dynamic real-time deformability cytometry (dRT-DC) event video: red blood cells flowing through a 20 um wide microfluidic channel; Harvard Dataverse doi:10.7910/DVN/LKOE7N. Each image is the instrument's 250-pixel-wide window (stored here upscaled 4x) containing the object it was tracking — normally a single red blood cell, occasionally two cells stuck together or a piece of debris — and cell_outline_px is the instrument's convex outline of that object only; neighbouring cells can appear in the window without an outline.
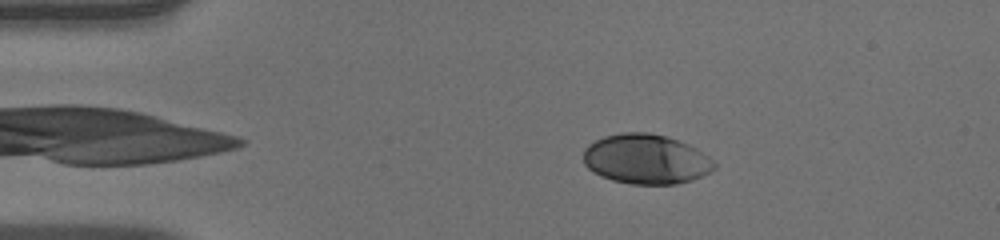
{"species": "human", "species_latin": "Homo sapiens", "temperature_condition": "warm", "stored_images_in_passage": 52, "camera_frame_rate_fps": 3000, "um_per_image_px": 0.085, "donor": {"sex": "male"}, "frame": {"image": 1, "passage_image": 10, "time_ms": 3.0, "image_size_px": [1000, 240], "cell_outline_px": [[716, 168], [712, 172], [676, 184], [632, 184], [612, 180], [600, 176], [588, 168], [584, 164], [584, 148], [588, 144], [604, 136], [624, 132], [648, 132], [664, 136], [688, 144], [696, 148], [708, 156], [716, 164]], "centroid_in_image_um": [54.9, 13.52], "position_along_channel_um": 30.1, "area_um2": 37.86}}
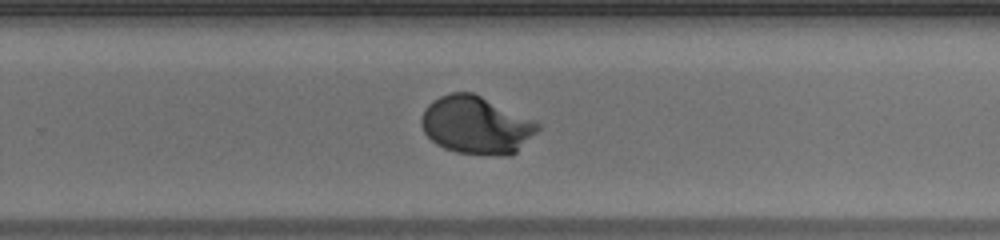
{"frame": {"image": 2, "passage_image": 34, "time_ms": 11.0, "image_size_px": [1000, 240], "cell_outline_px": [[540, 128], [516, 152], [508, 156], [500, 156], [456, 152], [444, 148], [436, 144], [424, 132], [420, 124], [420, 120], [424, 108], [432, 100], [440, 96], [452, 92], [472, 92], [532, 120], [540, 124]], "centroid_in_image_um": [40.43, 10.64], "position_along_channel_um": 289.4, "area_um2": 38.84}}
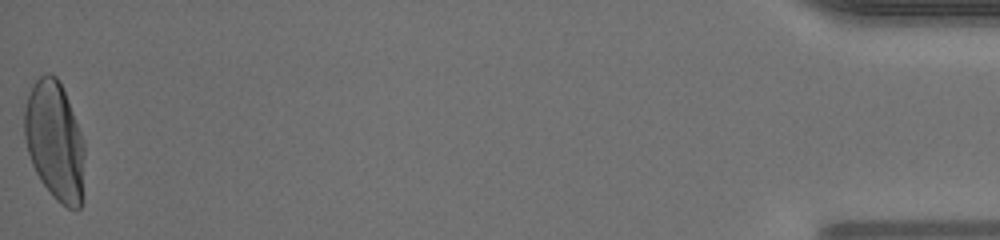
{"frame": {"image": 3, "passage_image": 52, "time_ms": 17.0, "image_size_px": [1000, 240], "cell_outline_px": [[84, 156], [80, 208], [68, 208], [60, 204], [52, 196], [40, 180], [32, 164], [28, 152], [24, 136], [24, 108], [32, 84], [40, 76], [48, 72], [56, 76], [64, 92], [84, 140]], "centroid_in_image_um": [4.63, 11.97], "position_along_channel_um": 430.6, "area_um2": 41.38}, "authors_computed_cell_mechanics": {"area_um2": 38.437, "velocity_mm_per_s": 3.9706, "shape_relaxation_time_tau1_ms": 3.0673, "shape_relaxation_time_tau2_ms": null, "deformation_change_tau1": 0.1925, "deformation_change_tau2": null}}